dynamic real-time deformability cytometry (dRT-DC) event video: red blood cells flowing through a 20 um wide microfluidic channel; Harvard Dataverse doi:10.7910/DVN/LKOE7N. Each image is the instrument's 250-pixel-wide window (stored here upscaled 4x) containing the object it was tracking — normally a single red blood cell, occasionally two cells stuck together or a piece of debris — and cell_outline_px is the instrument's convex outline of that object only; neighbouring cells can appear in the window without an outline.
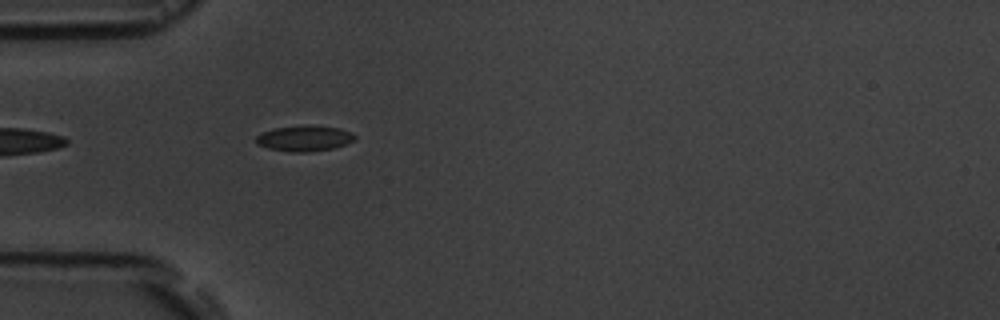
{"species": "common noctule bat (a hibernating species)", "species_latin": "Nyctalus noctula", "temperature_condition": "room temperature", "stored_images_in_passage": 1, "camera_frame_rate_fps": 3000, "um_per_image_px": 0.085, "animal": {"sex": "male", "body_mass_g": 19.5, "forearm_length_mm": 54.6}, "frame": {"image": 1, "passage_image": 1, "time_ms": 0.0, "image_size_px": [1000, 320], "cell_outline_px": [[356, 140], [332, 148], [308, 152], [292, 152], [268, 148], [256, 144], [256, 136], [264, 132], [276, 128], [304, 124], [308, 124], [340, 128], [352, 132], [356, 136]], "centroid_in_image_um": [25.9, 11.74], "position_along_channel_um": 59.1, "area_um2": 14.85}}